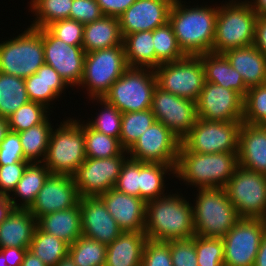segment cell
Here are the masks:
<instances>
[{"label":"cell","instance_id":"6da1fadb","mask_svg":"<svg viewBox=\"0 0 266 266\" xmlns=\"http://www.w3.org/2000/svg\"><path fill=\"white\" fill-rule=\"evenodd\" d=\"M215 5L194 4L193 7L182 0L173 1L168 22L173 27L179 47L186 55L198 56L213 52L219 7Z\"/></svg>","mask_w":266,"mask_h":266},{"label":"cell","instance_id":"7a4b0ae2","mask_svg":"<svg viewBox=\"0 0 266 266\" xmlns=\"http://www.w3.org/2000/svg\"><path fill=\"white\" fill-rule=\"evenodd\" d=\"M169 193L147 201L144 233L149 240L167 242L195 236L193 203L183 194Z\"/></svg>","mask_w":266,"mask_h":266},{"label":"cell","instance_id":"3957f363","mask_svg":"<svg viewBox=\"0 0 266 266\" xmlns=\"http://www.w3.org/2000/svg\"><path fill=\"white\" fill-rule=\"evenodd\" d=\"M237 152L196 153L182 144L178 151L174 176L194 188L225 187L238 167ZM190 184V185H189Z\"/></svg>","mask_w":266,"mask_h":266},{"label":"cell","instance_id":"277c9868","mask_svg":"<svg viewBox=\"0 0 266 266\" xmlns=\"http://www.w3.org/2000/svg\"><path fill=\"white\" fill-rule=\"evenodd\" d=\"M193 203L195 235L223 238L241 219L223 187L198 188Z\"/></svg>","mask_w":266,"mask_h":266},{"label":"cell","instance_id":"5b68a950","mask_svg":"<svg viewBox=\"0 0 266 266\" xmlns=\"http://www.w3.org/2000/svg\"><path fill=\"white\" fill-rule=\"evenodd\" d=\"M229 0L218 7L213 53L254 44L258 15L247 0Z\"/></svg>","mask_w":266,"mask_h":266},{"label":"cell","instance_id":"8992f818","mask_svg":"<svg viewBox=\"0 0 266 266\" xmlns=\"http://www.w3.org/2000/svg\"><path fill=\"white\" fill-rule=\"evenodd\" d=\"M68 118L50 134L44 163L51 174L72 176L86 159L83 122Z\"/></svg>","mask_w":266,"mask_h":266},{"label":"cell","instance_id":"52a82bcc","mask_svg":"<svg viewBox=\"0 0 266 266\" xmlns=\"http://www.w3.org/2000/svg\"><path fill=\"white\" fill-rule=\"evenodd\" d=\"M45 63L42 29L29 27L0 43V72L27 78Z\"/></svg>","mask_w":266,"mask_h":266},{"label":"cell","instance_id":"ba28073f","mask_svg":"<svg viewBox=\"0 0 266 266\" xmlns=\"http://www.w3.org/2000/svg\"><path fill=\"white\" fill-rule=\"evenodd\" d=\"M156 75L152 68L129 67L111 86L103 99L121 113L150 109Z\"/></svg>","mask_w":266,"mask_h":266},{"label":"cell","instance_id":"9c48e42d","mask_svg":"<svg viewBox=\"0 0 266 266\" xmlns=\"http://www.w3.org/2000/svg\"><path fill=\"white\" fill-rule=\"evenodd\" d=\"M128 68L123 43L86 53L83 78L78 87L87 90L91 101L93 98H103Z\"/></svg>","mask_w":266,"mask_h":266},{"label":"cell","instance_id":"30bf717a","mask_svg":"<svg viewBox=\"0 0 266 266\" xmlns=\"http://www.w3.org/2000/svg\"><path fill=\"white\" fill-rule=\"evenodd\" d=\"M154 72L157 86L162 90L195 102L206 82L199 56L187 55L178 61L162 63Z\"/></svg>","mask_w":266,"mask_h":266},{"label":"cell","instance_id":"8fae6325","mask_svg":"<svg viewBox=\"0 0 266 266\" xmlns=\"http://www.w3.org/2000/svg\"><path fill=\"white\" fill-rule=\"evenodd\" d=\"M241 218L266 220V175L238 166L224 187Z\"/></svg>","mask_w":266,"mask_h":266},{"label":"cell","instance_id":"7c38bea8","mask_svg":"<svg viewBox=\"0 0 266 266\" xmlns=\"http://www.w3.org/2000/svg\"><path fill=\"white\" fill-rule=\"evenodd\" d=\"M243 121H207L198 118L181 144L191 152L212 154L238 152V135Z\"/></svg>","mask_w":266,"mask_h":266},{"label":"cell","instance_id":"4fadbf2b","mask_svg":"<svg viewBox=\"0 0 266 266\" xmlns=\"http://www.w3.org/2000/svg\"><path fill=\"white\" fill-rule=\"evenodd\" d=\"M265 232V219L241 218L222 238L224 266H254Z\"/></svg>","mask_w":266,"mask_h":266},{"label":"cell","instance_id":"5bb4252c","mask_svg":"<svg viewBox=\"0 0 266 266\" xmlns=\"http://www.w3.org/2000/svg\"><path fill=\"white\" fill-rule=\"evenodd\" d=\"M128 156L123 150L114 157L86 158L72 175L80 197H99L114 188Z\"/></svg>","mask_w":266,"mask_h":266},{"label":"cell","instance_id":"9a60e30c","mask_svg":"<svg viewBox=\"0 0 266 266\" xmlns=\"http://www.w3.org/2000/svg\"><path fill=\"white\" fill-rule=\"evenodd\" d=\"M156 121L163 123L180 141L198 120L196 102L173 95L156 86L151 107Z\"/></svg>","mask_w":266,"mask_h":266},{"label":"cell","instance_id":"2e32d148","mask_svg":"<svg viewBox=\"0 0 266 266\" xmlns=\"http://www.w3.org/2000/svg\"><path fill=\"white\" fill-rule=\"evenodd\" d=\"M181 141L160 121H155L127 151L129 158L150 163H177Z\"/></svg>","mask_w":266,"mask_h":266},{"label":"cell","instance_id":"e0dca14e","mask_svg":"<svg viewBox=\"0 0 266 266\" xmlns=\"http://www.w3.org/2000/svg\"><path fill=\"white\" fill-rule=\"evenodd\" d=\"M45 64L53 67L72 88L83 78L86 52L82 46H72L56 38L47 28L42 29Z\"/></svg>","mask_w":266,"mask_h":266},{"label":"cell","instance_id":"ac0fdd59","mask_svg":"<svg viewBox=\"0 0 266 266\" xmlns=\"http://www.w3.org/2000/svg\"><path fill=\"white\" fill-rule=\"evenodd\" d=\"M244 97L234 90L206 81L196 101L198 118L207 121H242Z\"/></svg>","mask_w":266,"mask_h":266},{"label":"cell","instance_id":"d6986e66","mask_svg":"<svg viewBox=\"0 0 266 266\" xmlns=\"http://www.w3.org/2000/svg\"><path fill=\"white\" fill-rule=\"evenodd\" d=\"M79 200L80 195L71 175L50 174L28 210L38 220L46 214L72 208Z\"/></svg>","mask_w":266,"mask_h":266},{"label":"cell","instance_id":"ffe728a7","mask_svg":"<svg viewBox=\"0 0 266 266\" xmlns=\"http://www.w3.org/2000/svg\"><path fill=\"white\" fill-rule=\"evenodd\" d=\"M174 0H136L118 17L122 36L140 31H153L169 21Z\"/></svg>","mask_w":266,"mask_h":266},{"label":"cell","instance_id":"44dd1931","mask_svg":"<svg viewBox=\"0 0 266 266\" xmlns=\"http://www.w3.org/2000/svg\"><path fill=\"white\" fill-rule=\"evenodd\" d=\"M82 235L108 245L123 231L99 197H80Z\"/></svg>","mask_w":266,"mask_h":266},{"label":"cell","instance_id":"7402d4cb","mask_svg":"<svg viewBox=\"0 0 266 266\" xmlns=\"http://www.w3.org/2000/svg\"><path fill=\"white\" fill-rule=\"evenodd\" d=\"M99 198L123 232H144L147 202L140 197L109 189Z\"/></svg>","mask_w":266,"mask_h":266},{"label":"cell","instance_id":"603a6c76","mask_svg":"<svg viewBox=\"0 0 266 266\" xmlns=\"http://www.w3.org/2000/svg\"><path fill=\"white\" fill-rule=\"evenodd\" d=\"M237 155L240 167L266 175V129L242 122Z\"/></svg>","mask_w":266,"mask_h":266},{"label":"cell","instance_id":"cb8c5ba5","mask_svg":"<svg viewBox=\"0 0 266 266\" xmlns=\"http://www.w3.org/2000/svg\"><path fill=\"white\" fill-rule=\"evenodd\" d=\"M36 228L37 219L28 209L13 208L0 223V249H29Z\"/></svg>","mask_w":266,"mask_h":266},{"label":"cell","instance_id":"d4e9b609","mask_svg":"<svg viewBox=\"0 0 266 266\" xmlns=\"http://www.w3.org/2000/svg\"><path fill=\"white\" fill-rule=\"evenodd\" d=\"M25 87L30 101L40 103L51 111L50 103L57 100L69 85L53 67L44 63L35 74L25 78Z\"/></svg>","mask_w":266,"mask_h":266},{"label":"cell","instance_id":"484cf974","mask_svg":"<svg viewBox=\"0 0 266 266\" xmlns=\"http://www.w3.org/2000/svg\"><path fill=\"white\" fill-rule=\"evenodd\" d=\"M250 88L266 83V56L254 45L227 50L223 53Z\"/></svg>","mask_w":266,"mask_h":266},{"label":"cell","instance_id":"4316f807","mask_svg":"<svg viewBox=\"0 0 266 266\" xmlns=\"http://www.w3.org/2000/svg\"><path fill=\"white\" fill-rule=\"evenodd\" d=\"M147 239L144 232H123L107 245L105 266H141Z\"/></svg>","mask_w":266,"mask_h":266},{"label":"cell","instance_id":"83f0119b","mask_svg":"<svg viewBox=\"0 0 266 266\" xmlns=\"http://www.w3.org/2000/svg\"><path fill=\"white\" fill-rule=\"evenodd\" d=\"M37 226L43 232L58 237L68 245L73 244L82 235L79 203L72 208L41 216L37 220Z\"/></svg>","mask_w":266,"mask_h":266},{"label":"cell","instance_id":"f1b7e54d","mask_svg":"<svg viewBox=\"0 0 266 266\" xmlns=\"http://www.w3.org/2000/svg\"><path fill=\"white\" fill-rule=\"evenodd\" d=\"M198 56L203 64L206 81L234 90L243 97L246 95L249 88L224 54L208 52Z\"/></svg>","mask_w":266,"mask_h":266},{"label":"cell","instance_id":"f546056e","mask_svg":"<svg viewBox=\"0 0 266 266\" xmlns=\"http://www.w3.org/2000/svg\"><path fill=\"white\" fill-rule=\"evenodd\" d=\"M123 36L117 17L102 16L84 25L82 47L86 53L121 45Z\"/></svg>","mask_w":266,"mask_h":266},{"label":"cell","instance_id":"4dcf8cb0","mask_svg":"<svg viewBox=\"0 0 266 266\" xmlns=\"http://www.w3.org/2000/svg\"><path fill=\"white\" fill-rule=\"evenodd\" d=\"M50 174L44 162H29L15 190L9 196L12 207L29 209ZM17 197L21 200L20 203H17Z\"/></svg>","mask_w":266,"mask_h":266},{"label":"cell","instance_id":"1f68e13d","mask_svg":"<svg viewBox=\"0 0 266 266\" xmlns=\"http://www.w3.org/2000/svg\"><path fill=\"white\" fill-rule=\"evenodd\" d=\"M153 31H140L123 37L128 67L155 69Z\"/></svg>","mask_w":266,"mask_h":266},{"label":"cell","instance_id":"d6a6232c","mask_svg":"<svg viewBox=\"0 0 266 266\" xmlns=\"http://www.w3.org/2000/svg\"><path fill=\"white\" fill-rule=\"evenodd\" d=\"M169 172V173H168ZM174 175V167L163 163L140 161V198L146 202L166 196V175Z\"/></svg>","mask_w":266,"mask_h":266},{"label":"cell","instance_id":"836d02e7","mask_svg":"<svg viewBox=\"0 0 266 266\" xmlns=\"http://www.w3.org/2000/svg\"><path fill=\"white\" fill-rule=\"evenodd\" d=\"M52 129L47 117L42 123L18 133L26 161L44 162Z\"/></svg>","mask_w":266,"mask_h":266},{"label":"cell","instance_id":"e575fe53","mask_svg":"<svg viewBox=\"0 0 266 266\" xmlns=\"http://www.w3.org/2000/svg\"><path fill=\"white\" fill-rule=\"evenodd\" d=\"M29 101L25 79L0 72V116L8 118Z\"/></svg>","mask_w":266,"mask_h":266},{"label":"cell","instance_id":"d590c367","mask_svg":"<svg viewBox=\"0 0 266 266\" xmlns=\"http://www.w3.org/2000/svg\"><path fill=\"white\" fill-rule=\"evenodd\" d=\"M69 245L58 237L43 232L38 226L29 250L46 266H56L68 255Z\"/></svg>","mask_w":266,"mask_h":266},{"label":"cell","instance_id":"8d00e7d4","mask_svg":"<svg viewBox=\"0 0 266 266\" xmlns=\"http://www.w3.org/2000/svg\"><path fill=\"white\" fill-rule=\"evenodd\" d=\"M72 3L73 0H31L29 10L36 17L30 26L43 29L55 21L70 18Z\"/></svg>","mask_w":266,"mask_h":266},{"label":"cell","instance_id":"74e56055","mask_svg":"<svg viewBox=\"0 0 266 266\" xmlns=\"http://www.w3.org/2000/svg\"><path fill=\"white\" fill-rule=\"evenodd\" d=\"M106 252V244L84 235L68 248V255L77 266H105Z\"/></svg>","mask_w":266,"mask_h":266},{"label":"cell","instance_id":"f35d334b","mask_svg":"<svg viewBox=\"0 0 266 266\" xmlns=\"http://www.w3.org/2000/svg\"><path fill=\"white\" fill-rule=\"evenodd\" d=\"M153 42L155 68L162 63L178 61L187 56L179 47L173 27L169 22L153 30Z\"/></svg>","mask_w":266,"mask_h":266},{"label":"cell","instance_id":"ab89813d","mask_svg":"<svg viewBox=\"0 0 266 266\" xmlns=\"http://www.w3.org/2000/svg\"><path fill=\"white\" fill-rule=\"evenodd\" d=\"M155 121L156 118L151 109L122 113L119 137L122 148L128 151Z\"/></svg>","mask_w":266,"mask_h":266},{"label":"cell","instance_id":"60d3db41","mask_svg":"<svg viewBox=\"0 0 266 266\" xmlns=\"http://www.w3.org/2000/svg\"><path fill=\"white\" fill-rule=\"evenodd\" d=\"M86 158H109L119 155L124 149L117 138L91 129L83 121Z\"/></svg>","mask_w":266,"mask_h":266},{"label":"cell","instance_id":"b9f144b4","mask_svg":"<svg viewBox=\"0 0 266 266\" xmlns=\"http://www.w3.org/2000/svg\"><path fill=\"white\" fill-rule=\"evenodd\" d=\"M102 106L94 119H88L86 124L93 130L105 135L117 138L121 134L122 113L113 105L107 103L103 98H93V101Z\"/></svg>","mask_w":266,"mask_h":266},{"label":"cell","instance_id":"7bdbcfd3","mask_svg":"<svg viewBox=\"0 0 266 266\" xmlns=\"http://www.w3.org/2000/svg\"><path fill=\"white\" fill-rule=\"evenodd\" d=\"M48 110L40 103L29 101L7 118L9 129L19 133L38 125L49 117Z\"/></svg>","mask_w":266,"mask_h":266},{"label":"cell","instance_id":"ee69618b","mask_svg":"<svg viewBox=\"0 0 266 266\" xmlns=\"http://www.w3.org/2000/svg\"><path fill=\"white\" fill-rule=\"evenodd\" d=\"M266 118V83L250 87L243 101V122L260 125Z\"/></svg>","mask_w":266,"mask_h":266},{"label":"cell","instance_id":"f6af8a7d","mask_svg":"<svg viewBox=\"0 0 266 266\" xmlns=\"http://www.w3.org/2000/svg\"><path fill=\"white\" fill-rule=\"evenodd\" d=\"M195 249L199 266H224L222 238L195 235Z\"/></svg>","mask_w":266,"mask_h":266},{"label":"cell","instance_id":"bcb514c9","mask_svg":"<svg viewBox=\"0 0 266 266\" xmlns=\"http://www.w3.org/2000/svg\"><path fill=\"white\" fill-rule=\"evenodd\" d=\"M140 161L128 158L122 166L115 189L127 195L140 197Z\"/></svg>","mask_w":266,"mask_h":266},{"label":"cell","instance_id":"7dc6e473","mask_svg":"<svg viewBox=\"0 0 266 266\" xmlns=\"http://www.w3.org/2000/svg\"><path fill=\"white\" fill-rule=\"evenodd\" d=\"M56 38L72 46H82L84 25L73 19L58 20L46 27Z\"/></svg>","mask_w":266,"mask_h":266},{"label":"cell","instance_id":"c3c4849f","mask_svg":"<svg viewBox=\"0 0 266 266\" xmlns=\"http://www.w3.org/2000/svg\"><path fill=\"white\" fill-rule=\"evenodd\" d=\"M173 266H199L195 249V236L190 239L169 240Z\"/></svg>","mask_w":266,"mask_h":266},{"label":"cell","instance_id":"681fc988","mask_svg":"<svg viewBox=\"0 0 266 266\" xmlns=\"http://www.w3.org/2000/svg\"><path fill=\"white\" fill-rule=\"evenodd\" d=\"M141 266H173L170 253V244L165 241L147 239Z\"/></svg>","mask_w":266,"mask_h":266},{"label":"cell","instance_id":"f907efd6","mask_svg":"<svg viewBox=\"0 0 266 266\" xmlns=\"http://www.w3.org/2000/svg\"><path fill=\"white\" fill-rule=\"evenodd\" d=\"M17 162H29L24 158L18 132L9 131L0 144V166Z\"/></svg>","mask_w":266,"mask_h":266},{"label":"cell","instance_id":"816d5d0a","mask_svg":"<svg viewBox=\"0 0 266 266\" xmlns=\"http://www.w3.org/2000/svg\"><path fill=\"white\" fill-rule=\"evenodd\" d=\"M29 162H17L0 166V195L10 196L22 178Z\"/></svg>","mask_w":266,"mask_h":266},{"label":"cell","instance_id":"f5cc1de1","mask_svg":"<svg viewBox=\"0 0 266 266\" xmlns=\"http://www.w3.org/2000/svg\"><path fill=\"white\" fill-rule=\"evenodd\" d=\"M103 16L96 0H73L70 18L83 25L92 23Z\"/></svg>","mask_w":266,"mask_h":266},{"label":"cell","instance_id":"db71d44e","mask_svg":"<svg viewBox=\"0 0 266 266\" xmlns=\"http://www.w3.org/2000/svg\"><path fill=\"white\" fill-rule=\"evenodd\" d=\"M136 0H96L103 16L119 17Z\"/></svg>","mask_w":266,"mask_h":266},{"label":"cell","instance_id":"11a10c76","mask_svg":"<svg viewBox=\"0 0 266 266\" xmlns=\"http://www.w3.org/2000/svg\"><path fill=\"white\" fill-rule=\"evenodd\" d=\"M26 251V248L18 247H5L0 249V252L5 257L6 263L12 266H21Z\"/></svg>","mask_w":266,"mask_h":266},{"label":"cell","instance_id":"9f6ffc18","mask_svg":"<svg viewBox=\"0 0 266 266\" xmlns=\"http://www.w3.org/2000/svg\"><path fill=\"white\" fill-rule=\"evenodd\" d=\"M254 45L266 56V17L257 18Z\"/></svg>","mask_w":266,"mask_h":266},{"label":"cell","instance_id":"6f0895ef","mask_svg":"<svg viewBox=\"0 0 266 266\" xmlns=\"http://www.w3.org/2000/svg\"><path fill=\"white\" fill-rule=\"evenodd\" d=\"M254 266H266V232L264 233L260 242Z\"/></svg>","mask_w":266,"mask_h":266},{"label":"cell","instance_id":"680465c9","mask_svg":"<svg viewBox=\"0 0 266 266\" xmlns=\"http://www.w3.org/2000/svg\"><path fill=\"white\" fill-rule=\"evenodd\" d=\"M13 209L9 196L0 195V223L4 221L8 213Z\"/></svg>","mask_w":266,"mask_h":266},{"label":"cell","instance_id":"91938a15","mask_svg":"<svg viewBox=\"0 0 266 266\" xmlns=\"http://www.w3.org/2000/svg\"><path fill=\"white\" fill-rule=\"evenodd\" d=\"M21 266H46L43 261L34 255L29 249H27Z\"/></svg>","mask_w":266,"mask_h":266},{"label":"cell","instance_id":"94428289","mask_svg":"<svg viewBox=\"0 0 266 266\" xmlns=\"http://www.w3.org/2000/svg\"><path fill=\"white\" fill-rule=\"evenodd\" d=\"M258 16L266 17V0H247Z\"/></svg>","mask_w":266,"mask_h":266},{"label":"cell","instance_id":"6125c7cd","mask_svg":"<svg viewBox=\"0 0 266 266\" xmlns=\"http://www.w3.org/2000/svg\"><path fill=\"white\" fill-rule=\"evenodd\" d=\"M10 131L8 119L0 116V144Z\"/></svg>","mask_w":266,"mask_h":266},{"label":"cell","instance_id":"be15d7a7","mask_svg":"<svg viewBox=\"0 0 266 266\" xmlns=\"http://www.w3.org/2000/svg\"><path fill=\"white\" fill-rule=\"evenodd\" d=\"M56 266H77L69 255L63 258Z\"/></svg>","mask_w":266,"mask_h":266},{"label":"cell","instance_id":"e7e4bbea","mask_svg":"<svg viewBox=\"0 0 266 266\" xmlns=\"http://www.w3.org/2000/svg\"><path fill=\"white\" fill-rule=\"evenodd\" d=\"M0 266H12L6 263L4 255L0 252Z\"/></svg>","mask_w":266,"mask_h":266},{"label":"cell","instance_id":"03108f58","mask_svg":"<svg viewBox=\"0 0 266 266\" xmlns=\"http://www.w3.org/2000/svg\"><path fill=\"white\" fill-rule=\"evenodd\" d=\"M260 126L264 129H266V118L265 120L260 124Z\"/></svg>","mask_w":266,"mask_h":266}]
</instances>
